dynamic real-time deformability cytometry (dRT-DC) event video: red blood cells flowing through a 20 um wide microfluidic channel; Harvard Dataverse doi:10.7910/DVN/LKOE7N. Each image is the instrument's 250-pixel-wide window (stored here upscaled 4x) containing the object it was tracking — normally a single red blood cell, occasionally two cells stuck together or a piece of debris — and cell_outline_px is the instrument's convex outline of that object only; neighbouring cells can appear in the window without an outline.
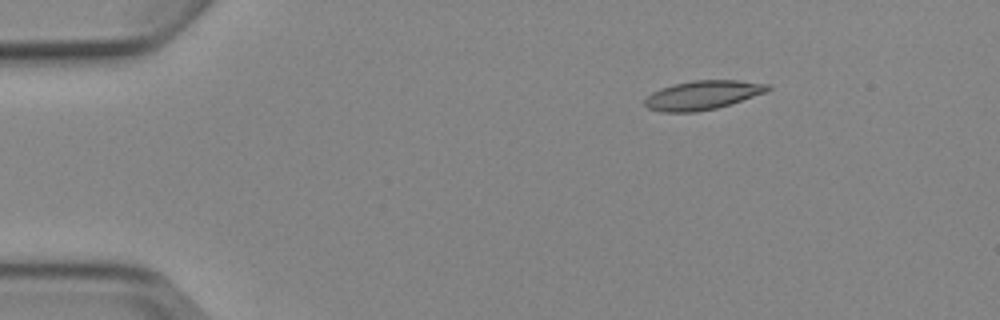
{"species": "Egyptian fruit bat (a non-hibernating species)", "species_latin": "Rousettus aegyptiacus", "temperature_condition": "cold", "stored_images_in_passage": 5, "camera_frame_rate_fps": 3000, "um_per_image_px": 0.085, "animal": {"sex": "female"}, "frame": {"image": 1, "passage_image": 2, "time_ms": 2.0, "image_size_px": [1000, 320], "cell_outline_px": [[772, 88], [768, 92], [732, 104], [716, 108], [696, 112], [660, 112], [648, 108], [644, 104], [644, 100], [652, 92], [660, 88], [692, 80], [736, 80], [768, 84]], "centroid_in_image_um": [59.75, 8.09], "position_along_channel_um": 25.3, "area_um2": 20.92}}
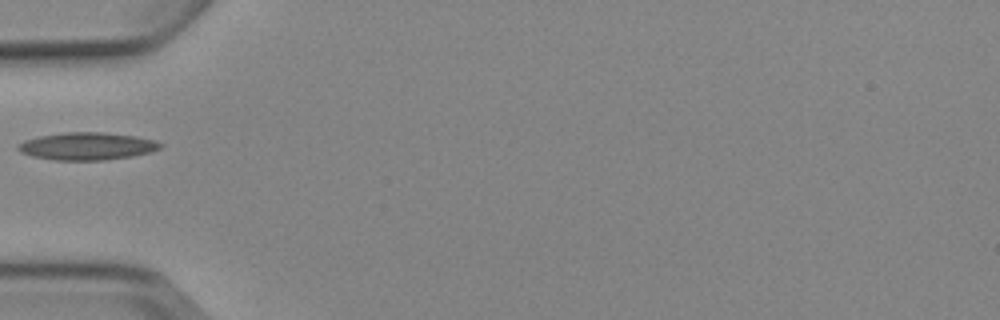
{"frame": {"image": 2, "passage_image": 5, "time_ms": 5.333, "image_size_px": [1000, 320], "cell_outline_px": [[164, 144], [160, 148], [148, 152], [132, 156], [104, 160], [52, 160], [32, 156], [20, 152], [16, 148], [16, 144], [24, 140], [40, 136], [64, 132], [104, 132], [136, 136], [156, 140]], "centroid_in_image_um": [7.37, 12.42], "position_along_channel_um": 77.6, "area_um2": 22.95}}